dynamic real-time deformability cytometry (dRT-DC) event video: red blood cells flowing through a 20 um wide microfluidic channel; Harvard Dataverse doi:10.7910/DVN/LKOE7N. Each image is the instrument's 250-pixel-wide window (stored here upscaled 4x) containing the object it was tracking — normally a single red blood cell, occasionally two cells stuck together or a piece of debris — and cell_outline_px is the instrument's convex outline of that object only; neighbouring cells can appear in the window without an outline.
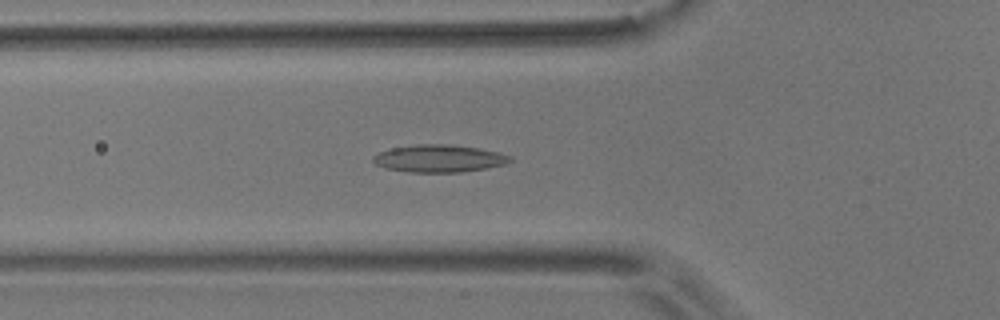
{"species": "common noctule bat (a hibernating species)", "species_latin": "Nyctalus noctula", "temperature_condition": "room temperature", "stored_images_in_passage": 49, "camera_frame_rate_fps": 3000, "um_per_image_px": 0.085, "animal": {"sex": "male", "body_mass_g": 17.9}, "frame": {"image": 1, "passage_image": 13, "time_ms": 4.0, "image_size_px": [1000, 320], "cell_outline_px": [[512, 160], [504, 164], [488, 168], [460, 172], [408, 172], [384, 168], [376, 164], [372, 160], [372, 156], [380, 152], [392, 148], [416, 144], [448, 144], [476, 148], [500, 152], [512, 156]], "centroid_in_image_um": [37.32, 13.47], "position_along_channel_um": 88.5, "area_um2": 21.91}}
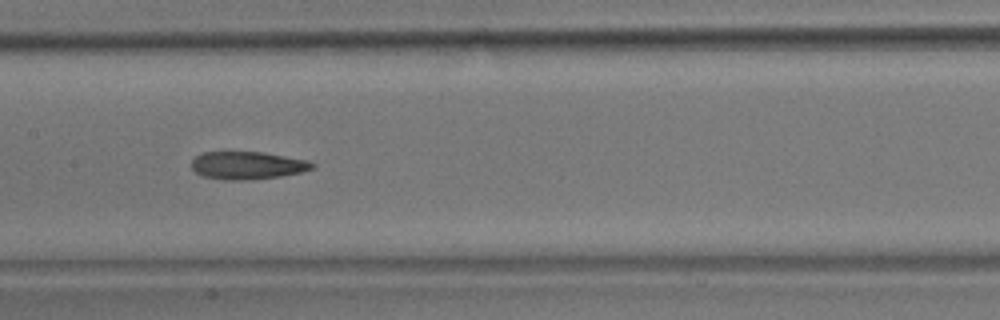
{"frame": {"image": 2, "passage_image": 21, "time_ms": 6.667, "image_size_px": [1000, 320], "cell_outline_px": [[316, 168], [300, 172], [280, 176], [252, 180], [224, 180], [200, 176], [192, 168], [192, 160], [196, 156], [204, 152], [264, 152], [308, 160], [316, 164]], "centroid_in_image_um": [21.05, 14.06], "position_along_channel_um": 186.4, "area_um2": 19.71}}
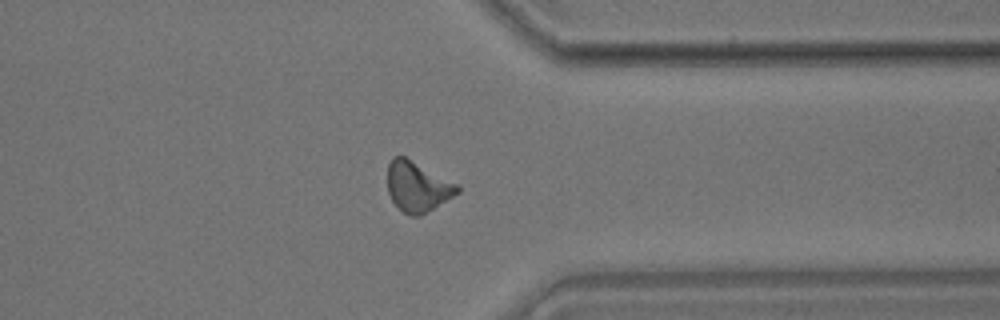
{"frame": {"image": 3, "passage_image": 37, "time_ms": 12.0, "image_size_px": [1000, 320], "cell_outline_px": [[460, 192], [420, 216], [408, 216], [392, 200], [388, 192], [388, 164], [392, 156], [404, 156], [460, 184]], "centroid_in_image_um": [35.51, 15.85], "position_along_channel_um": 375.9, "area_um2": 20.46}, "authors_computed_cell_mechanics": {"area_um2": 19.7098, "velocity_mm_per_s": 3.6468, "shape_relaxation_time_tau1_ms": null, "shape_relaxation_time_tau2_ms": 2.715, "deformation_change_tau1": null, "deformation_change_tau2": 0.1162}}